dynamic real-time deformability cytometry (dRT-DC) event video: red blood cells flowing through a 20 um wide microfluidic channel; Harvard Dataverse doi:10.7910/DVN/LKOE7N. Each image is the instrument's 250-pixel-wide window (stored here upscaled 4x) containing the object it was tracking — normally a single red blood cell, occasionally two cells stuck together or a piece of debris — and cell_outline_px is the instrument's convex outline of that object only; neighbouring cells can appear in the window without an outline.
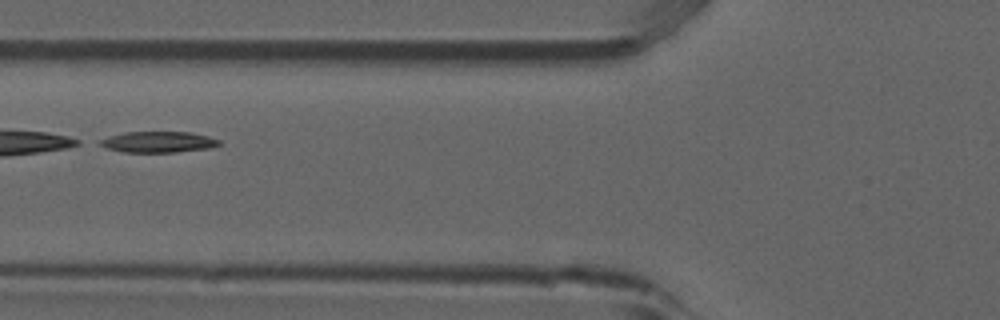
{"species": "common noctule bat (a hibernating species)", "species_latin": "Nyctalus noctula", "temperature_condition": "room temperature", "stored_images_in_passage": 6, "camera_frame_rate_fps": 3000, "um_per_image_px": 0.085, "animal": {"sex": "male", "forearm_length_mm": 52.5}, "frame": {"image": 1, "passage_image": 6, "time_ms": 1.667, "image_size_px": [1000, 320], "cell_outline_px": [[220, 144], [208, 148], [176, 152], [124, 152], [108, 148], [100, 144], [100, 140], [108, 136], [124, 132], [192, 132], [208, 136], [220, 140]], "centroid_in_image_um": [13.46, 12.06], "position_along_channel_um": 112.3, "area_um2": 14.45}}